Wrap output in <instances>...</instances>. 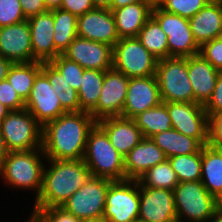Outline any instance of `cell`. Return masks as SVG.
<instances>
[{"label": "cell", "instance_id": "19", "mask_svg": "<svg viewBox=\"0 0 222 222\" xmlns=\"http://www.w3.org/2000/svg\"><path fill=\"white\" fill-rule=\"evenodd\" d=\"M0 56L9 59L12 63L35 62L27 20L0 27Z\"/></svg>", "mask_w": 222, "mask_h": 222}, {"label": "cell", "instance_id": "30", "mask_svg": "<svg viewBox=\"0 0 222 222\" xmlns=\"http://www.w3.org/2000/svg\"><path fill=\"white\" fill-rule=\"evenodd\" d=\"M133 119L140 128L143 138H151L157 133L168 131L172 128L167 107L163 102L156 107L139 113Z\"/></svg>", "mask_w": 222, "mask_h": 222}, {"label": "cell", "instance_id": "57", "mask_svg": "<svg viewBox=\"0 0 222 222\" xmlns=\"http://www.w3.org/2000/svg\"><path fill=\"white\" fill-rule=\"evenodd\" d=\"M132 222H146V221H143V220H140V219H136V220H134Z\"/></svg>", "mask_w": 222, "mask_h": 222}, {"label": "cell", "instance_id": "46", "mask_svg": "<svg viewBox=\"0 0 222 222\" xmlns=\"http://www.w3.org/2000/svg\"><path fill=\"white\" fill-rule=\"evenodd\" d=\"M13 63L2 56H0V81L6 80L8 71Z\"/></svg>", "mask_w": 222, "mask_h": 222}, {"label": "cell", "instance_id": "39", "mask_svg": "<svg viewBox=\"0 0 222 222\" xmlns=\"http://www.w3.org/2000/svg\"><path fill=\"white\" fill-rule=\"evenodd\" d=\"M27 20L19 0H0V27Z\"/></svg>", "mask_w": 222, "mask_h": 222}, {"label": "cell", "instance_id": "13", "mask_svg": "<svg viewBox=\"0 0 222 222\" xmlns=\"http://www.w3.org/2000/svg\"><path fill=\"white\" fill-rule=\"evenodd\" d=\"M129 77L115 69L104 71V81L97 106L90 112L99 121L106 117L121 116L127 97Z\"/></svg>", "mask_w": 222, "mask_h": 222}, {"label": "cell", "instance_id": "29", "mask_svg": "<svg viewBox=\"0 0 222 222\" xmlns=\"http://www.w3.org/2000/svg\"><path fill=\"white\" fill-rule=\"evenodd\" d=\"M55 58L63 54L77 37V17L60 8L53 9Z\"/></svg>", "mask_w": 222, "mask_h": 222}, {"label": "cell", "instance_id": "41", "mask_svg": "<svg viewBox=\"0 0 222 222\" xmlns=\"http://www.w3.org/2000/svg\"><path fill=\"white\" fill-rule=\"evenodd\" d=\"M199 54L210 62L216 70L222 71V40L220 38L204 43L200 47Z\"/></svg>", "mask_w": 222, "mask_h": 222}, {"label": "cell", "instance_id": "50", "mask_svg": "<svg viewBox=\"0 0 222 222\" xmlns=\"http://www.w3.org/2000/svg\"><path fill=\"white\" fill-rule=\"evenodd\" d=\"M92 2L95 8L109 9L112 4V0H92Z\"/></svg>", "mask_w": 222, "mask_h": 222}, {"label": "cell", "instance_id": "20", "mask_svg": "<svg viewBox=\"0 0 222 222\" xmlns=\"http://www.w3.org/2000/svg\"><path fill=\"white\" fill-rule=\"evenodd\" d=\"M32 44V56L38 62L55 59L53 9L27 19Z\"/></svg>", "mask_w": 222, "mask_h": 222}, {"label": "cell", "instance_id": "21", "mask_svg": "<svg viewBox=\"0 0 222 222\" xmlns=\"http://www.w3.org/2000/svg\"><path fill=\"white\" fill-rule=\"evenodd\" d=\"M97 124L106 132L112 146L125 158L143 139L134 119L121 116L106 117Z\"/></svg>", "mask_w": 222, "mask_h": 222}, {"label": "cell", "instance_id": "27", "mask_svg": "<svg viewBox=\"0 0 222 222\" xmlns=\"http://www.w3.org/2000/svg\"><path fill=\"white\" fill-rule=\"evenodd\" d=\"M166 157L197 153L202 145L195 139L181 134L176 129L160 132L151 137Z\"/></svg>", "mask_w": 222, "mask_h": 222}, {"label": "cell", "instance_id": "43", "mask_svg": "<svg viewBox=\"0 0 222 222\" xmlns=\"http://www.w3.org/2000/svg\"><path fill=\"white\" fill-rule=\"evenodd\" d=\"M204 109L209 117L214 113L222 112V71L219 72L213 93L204 105Z\"/></svg>", "mask_w": 222, "mask_h": 222}, {"label": "cell", "instance_id": "12", "mask_svg": "<svg viewBox=\"0 0 222 222\" xmlns=\"http://www.w3.org/2000/svg\"><path fill=\"white\" fill-rule=\"evenodd\" d=\"M167 107L172 128L195 138L202 146L208 144L209 116L199 103L163 102Z\"/></svg>", "mask_w": 222, "mask_h": 222}, {"label": "cell", "instance_id": "17", "mask_svg": "<svg viewBox=\"0 0 222 222\" xmlns=\"http://www.w3.org/2000/svg\"><path fill=\"white\" fill-rule=\"evenodd\" d=\"M77 36L114 46L119 40L110 9L95 8L77 17Z\"/></svg>", "mask_w": 222, "mask_h": 222}, {"label": "cell", "instance_id": "16", "mask_svg": "<svg viewBox=\"0 0 222 222\" xmlns=\"http://www.w3.org/2000/svg\"><path fill=\"white\" fill-rule=\"evenodd\" d=\"M113 47L77 36L63 55L84 69L107 71L112 69Z\"/></svg>", "mask_w": 222, "mask_h": 222}, {"label": "cell", "instance_id": "35", "mask_svg": "<svg viewBox=\"0 0 222 222\" xmlns=\"http://www.w3.org/2000/svg\"><path fill=\"white\" fill-rule=\"evenodd\" d=\"M167 159L179 182L200 181L201 149L194 154L178 155Z\"/></svg>", "mask_w": 222, "mask_h": 222}, {"label": "cell", "instance_id": "3", "mask_svg": "<svg viewBox=\"0 0 222 222\" xmlns=\"http://www.w3.org/2000/svg\"><path fill=\"white\" fill-rule=\"evenodd\" d=\"M43 160L47 158L42 147L31 151L9 152L0 165V179L15 190L36 191L34 199H37L43 184Z\"/></svg>", "mask_w": 222, "mask_h": 222}, {"label": "cell", "instance_id": "53", "mask_svg": "<svg viewBox=\"0 0 222 222\" xmlns=\"http://www.w3.org/2000/svg\"><path fill=\"white\" fill-rule=\"evenodd\" d=\"M81 222H106L104 219L81 220Z\"/></svg>", "mask_w": 222, "mask_h": 222}, {"label": "cell", "instance_id": "37", "mask_svg": "<svg viewBox=\"0 0 222 222\" xmlns=\"http://www.w3.org/2000/svg\"><path fill=\"white\" fill-rule=\"evenodd\" d=\"M51 63L63 74L69 85L76 91H79L84 68L76 62L69 60L63 54L58 55Z\"/></svg>", "mask_w": 222, "mask_h": 222}, {"label": "cell", "instance_id": "18", "mask_svg": "<svg viewBox=\"0 0 222 222\" xmlns=\"http://www.w3.org/2000/svg\"><path fill=\"white\" fill-rule=\"evenodd\" d=\"M156 75L129 78L127 97L121 117L133 119L139 113L161 103Z\"/></svg>", "mask_w": 222, "mask_h": 222}, {"label": "cell", "instance_id": "49", "mask_svg": "<svg viewBox=\"0 0 222 222\" xmlns=\"http://www.w3.org/2000/svg\"><path fill=\"white\" fill-rule=\"evenodd\" d=\"M205 222H222V204Z\"/></svg>", "mask_w": 222, "mask_h": 222}, {"label": "cell", "instance_id": "28", "mask_svg": "<svg viewBox=\"0 0 222 222\" xmlns=\"http://www.w3.org/2000/svg\"><path fill=\"white\" fill-rule=\"evenodd\" d=\"M41 71L57 93L62 107L67 112H80L78 91L69 85L63 74L51 62L42 63Z\"/></svg>", "mask_w": 222, "mask_h": 222}, {"label": "cell", "instance_id": "22", "mask_svg": "<svg viewBox=\"0 0 222 222\" xmlns=\"http://www.w3.org/2000/svg\"><path fill=\"white\" fill-rule=\"evenodd\" d=\"M187 70L194 93V103L204 106L213 93L220 71L200 54L187 57Z\"/></svg>", "mask_w": 222, "mask_h": 222}, {"label": "cell", "instance_id": "44", "mask_svg": "<svg viewBox=\"0 0 222 222\" xmlns=\"http://www.w3.org/2000/svg\"><path fill=\"white\" fill-rule=\"evenodd\" d=\"M60 9L69 11L76 17L95 9L92 0H62Z\"/></svg>", "mask_w": 222, "mask_h": 222}, {"label": "cell", "instance_id": "2", "mask_svg": "<svg viewBox=\"0 0 222 222\" xmlns=\"http://www.w3.org/2000/svg\"><path fill=\"white\" fill-rule=\"evenodd\" d=\"M45 162L42 189L33 208L62 206L91 176L83 159Z\"/></svg>", "mask_w": 222, "mask_h": 222}, {"label": "cell", "instance_id": "40", "mask_svg": "<svg viewBox=\"0 0 222 222\" xmlns=\"http://www.w3.org/2000/svg\"><path fill=\"white\" fill-rule=\"evenodd\" d=\"M0 101L10 111L25 109V101L13 89L7 79L0 81Z\"/></svg>", "mask_w": 222, "mask_h": 222}, {"label": "cell", "instance_id": "34", "mask_svg": "<svg viewBox=\"0 0 222 222\" xmlns=\"http://www.w3.org/2000/svg\"><path fill=\"white\" fill-rule=\"evenodd\" d=\"M137 181L143 187L168 189L171 191L179 184L176 173L168 159L148 169Z\"/></svg>", "mask_w": 222, "mask_h": 222}, {"label": "cell", "instance_id": "11", "mask_svg": "<svg viewBox=\"0 0 222 222\" xmlns=\"http://www.w3.org/2000/svg\"><path fill=\"white\" fill-rule=\"evenodd\" d=\"M151 16L167 35L168 57H190L199 54L200 47L194 40L187 18L166 12L153 5Z\"/></svg>", "mask_w": 222, "mask_h": 222}, {"label": "cell", "instance_id": "6", "mask_svg": "<svg viewBox=\"0 0 222 222\" xmlns=\"http://www.w3.org/2000/svg\"><path fill=\"white\" fill-rule=\"evenodd\" d=\"M156 77L162 102H194L188 77L187 57H168L158 60Z\"/></svg>", "mask_w": 222, "mask_h": 222}, {"label": "cell", "instance_id": "26", "mask_svg": "<svg viewBox=\"0 0 222 222\" xmlns=\"http://www.w3.org/2000/svg\"><path fill=\"white\" fill-rule=\"evenodd\" d=\"M201 183L222 203V148L203 145L201 148Z\"/></svg>", "mask_w": 222, "mask_h": 222}, {"label": "cell", "instance_id": "7", "mask_svg": "<svg viewBox=\"0 0 222 222\" xmlns=\"http://www.w3.org/2000/svg\"><path fill=\"white\" fill-rule=\"evenodd\" d=\"M0 131L9 152L42 147L43 127L26 108L10 111L0 123Z\"/></svg>", "mask_w": 222, "mask_h": 222}, {"label": "cell", "instance_id": "36", "mask_svg": "<svg viewBox=\"0 0 222 222\" xmlns=\"http://www.w3.org/2000/svg\"><path fill=\"white\" fill-rule=\"evenodd\" d=\"M207 3L208 0H160L157 5L166 12L189 19Z\"/></svg>", "mask_w": 222, "mask_h": 222}, {"label": "cell", "instance_id": "8", "mask_svg": "<svg viewBox=\"0 0 222 222\" xmlns=\"http://www.w3.org/2000/svg\"><path fill=\"white\" fill-rule=\"evenodd\" d=\"M157 63L137 37L121 38L113 46L112 68L129 78L156 75Z\"/></svg>", "mask_w": 222, "mask_h": 222}, {"label": "cell", "instance_id": "48", "mask_svg": "<svg viewBox=\"0 0 222 222\" xmlns=\"http://www.w3.org/2000/svg\"><path fill=\"white\" fill-rule=\"evenodd\" d=\"M9 151L7 149V146L5 144V140L3 138L2 132L0 131V165L8 155Z\"/></svg>", "mask_w": 222, "mask_h": 222}, {"label": "cell", "instance_id": "55", "mask_svg": "<svg viewBox=\"0 0 222 222\" xmlns=\"http://www.w3.org/2000/svg\"><path fill=\"white\" fill-rule=\"evenodd\" d=\"M149 1L152 5H157L160 0H146Z\"/></svg>", "mask_w": 222, "mask_h": 222}, {"label": "cell", "instance_id": "47", "mask_svg": "<svg viewBox=\"0 0 222 222\" xmlns=\"http://www.w3.org/2000/svg\"><path fill=\"white\" fill-rule=\"evenodd\" d=\"M137 2H149L146 0H112V4L109 9H118L129 4H134Z\"/></svg>", "mask_w": 222, "mask_h": 222}, {"label": "cell", "instance_id": "15", "mask_svg": "<svg viewBox=\"0 0 222 222\" xmlns=\"http://www.w3.org/2000/svg\"><path fill=\"white\" fill-rule=\"evenodd\" d=\"M138 219L146 222H176L174 192L168 189L148 188L140 184Z\"/></svg>", "mask_w": 222, "mask_h": 222}, {"label": "cell", "instance_id": "56", "mask_svg": "<svg viewBox=\"0 0 222 222\" xmlns=\"http://www.w3.org/2000/svg\"><path fill=\"white\" fill-rule=\"evenodd\" d=\"M208 2H213V3H222V0H208Z\"/></svg>", "mask_w": 222, "mask_h": 222}, {"label": "cell", "instance_id": "45", "mask_svg": "<svg viewBox=\"0 0 222 222\" xmlns=\"http://www.w3.org/2000/svg\"><path fill=\"white\" fill-rule=\"evenodd\" d=\"M26 19L48 11L44 0H19Z\"/></svg>", "mask_w": 222, "mask_h": 222}, {"label": "cell", "instance_id": "23", "mask_svg": "<svg viewBox=\"0 0 222 222\" xmlns=\"http://www.w3.org/2000/svg\"><path fill=\"white\" fill-rule=\"evenodd\" d=\"M166 159L165 153L151 138H143L124 158L126 180H137L148 169Z\"/></svg>", "mask_w": 222, "mask_h": 222}, {"label": "cell", "instance_id": "25", "mask_svg": "<svg viewBox=\"0 0 222 222\" xmlns=\"http://www.w3.org/2000/svg\"><path fill=\"white\" fill-rule=\"evenodd\" d=\"M153 5L150 2H137L110 9L115 19L119 38L137 37L146 21L151 17Z\"/></svg>", "mask_w": 222, "mask_h": 222}, {"label": "cell", "instance_id": "51", "mask_svg": "<svg viewBox=\"0 0 222 222\" xmlns=\"http://www.w3.org/2000/svg\"><path fill=\"white\" fill-rule=\"evenodd\" d=\"M44 4L48 10L60 8L62 0H44Z\"/></svg>", "mask_w": 222, "mask_h": 222}, {"label": "cell", "instance_id": "33", "mask_svg": "<svg viewBox=\"0 0 222 222\" xmlns=\"http://www.w3.org/2000/svg\"><path fill=\"white\" fill-rule=\"evenodd\" d=\"M137 38L158 60L168 58L167 35L159 23L151 16L139 31Z\"/></svg>", "mask_w": 222, "mask_h": 222}, {"label": "cell", "instance_id": "10", "mask_svg": "<svg viewBox=\"0 0 222 222\" xmlns=\"http://www.w3.org/2000/svg\"><path fill=\"white\" fill-rule=\"evenodd\" d=\"M140 183L137 180L113 181L109 185L102 219L106 222H132L138 219Z\"/></svg>", "mask_w": 222, "mask_h": 222}, {"label": "cell", "instance_id": "1", "mask_svg": "<svg viewBox=\"0 0 222 222\" xmlns=\"http://www.w3.org/2000/svg\"><path fill=\"white\" fill-rule=\"evenodd\" d=\"M97 121L89 112H67L48 122L42 131V148L50 160L83 159L88 133Z\"/></svg>", "mask_w": 222, "mask_h": 222}, {"label": "cell", "instance_id": "9", "mask_svg": "<svg viewBox=\"0 0 222 222\" xmlns=\"http://www.w3.org/2000/svg\"><path fill=\"white\" fill-rule=\"evenodd\" d=\"M113 180L90 176L61 206L80 220L102 219L109 185Z\"/></svg>", "mask_w": 222, "mask_h": 222}, {"label": "cell", "instance_id": "42", "mask_svg": "<svg viewBox=\"0 0 222 222\" xmlns=\"http://www.w3.org/2000/svg\"><path fill=\"white\" fill-rule=\"evenodd\" d=\"M208 145L222 148V112L209 117Z\"/></svg>", "mask_w": 222, "mask_h": 222}, {"label": "cell", "instance_id": "32", "mask_svg": "<svg viewBox=\"0 0 222 222\" xmlns=\"http://www.w3.org/2000/svg\"><path fill=\"white\" fill-rule=\"evenodd\" d=\"M104 71L84 69L81 87L78 91L80 111L91 112L100 98Z\"/></svg>", "mask_w": 222, "mask_h": 222}, {"label": "cell", "instance_id": "38", "mask_svg": "<svg viewBox=\"0 0 222 222\" xmlns=\"http://www.w3.org/2000/svg\"><path fill=\"white\" fill-rule=\"evenodd\" d=\"M30 215L38 222H81L61 206L32 208Z\"/></svg>", "mask_w": 222, "mask_h": 222}, {"label": "cell", "instance_id": "4", "mask_svg": "<svg viewBox=\"0 0 222 222\" xmlns=\"http://www.w3.org/2000/svg\"><path fill=\"white\" fill-rule=\"evenodd\" d=\"M83 160L91 176L126 180L124 157L112 146L108 135L97 123L88 133Z\"/></svg>", "mask_w": 222, "mask_h": 222}, {"label": "cell", "instance_id": "14", "mask_svg": "<svg viewBox=\"0 0 222 222\" xmlns=\"http://www.w3.org/2000/svg\"><path fill=\"white\" fill-rule=\"evenodd\" d=\"M25 108L42 127L57 119L60 115L67 113L47 76L42 71L35 77L30 95L25 101Z\"/></svg>", "mask_w": 222, "mask_h": 222}, {"label": "cell", "instance_id": "52", "mask_svg": "<svg viewBox=\"0 0 222 222\" xmlns=\"http://www.w3.org/2000/svg\"><path fill=\"white\" fill-rule=\"evenodd\" d=\"M9 112L10 110L7 107H5L0 101V123Z\"/></svg>", "mask_w": 222, "mask_h": 222}, {"label": "cell", "instance_id": "5", "mask_svg": "<svg viewBox=\"0 0 222 222\" xmlns=\"http://www.w3.org/2000/svg\"><path fill=\"white\" fill-rule=\"evenodd\" d=\"M173 192L180 222H205L222 204L206 190L201 181L179 182Z\"/></svg>", "mask_w": 222, "mask_h": 222}, {"label": "cell", "instance_id": "24", "mask_svg": "<svg viewBox=\"0 0 222 222\" xmlns=\"http://www.w3.org/2000/svg\"><path fill=\"white\" fill-rule=\"evenodd\" d=\"M188 20L194 40L201 47L222 33V3L208 2Z\"/></svg>", "mask_w": 222, "mask_h": 222}, {"label": "cell", "instance_id": "31", "mask_svg": "<svg viewBox=\"0 0 222 222\" xmlns=\"http://www.w3.org/2000/svg\"><path fill=\"white\" fill-rule=\"evenodd\" d=\"M42 69V62L13 63L10 67L7 80L13 89L26 101L30 95L35 77Z\"/></svg>", "mask_w": 222, "mask_h": 222}, {"label": "cell", "instance_id": "54", "mask_svg": "<svg viewBox=\"0 0 222 222\" xmlns=\"http://www.w3.org/2000/svg\"><path fill=\"white\" fill-rule=\"evenodd\" d=\"M28 220L24 222H38L32 215L28 216Z\"/></svg>", "mask_w": 222, "mask_h": 222}]
</instances>
